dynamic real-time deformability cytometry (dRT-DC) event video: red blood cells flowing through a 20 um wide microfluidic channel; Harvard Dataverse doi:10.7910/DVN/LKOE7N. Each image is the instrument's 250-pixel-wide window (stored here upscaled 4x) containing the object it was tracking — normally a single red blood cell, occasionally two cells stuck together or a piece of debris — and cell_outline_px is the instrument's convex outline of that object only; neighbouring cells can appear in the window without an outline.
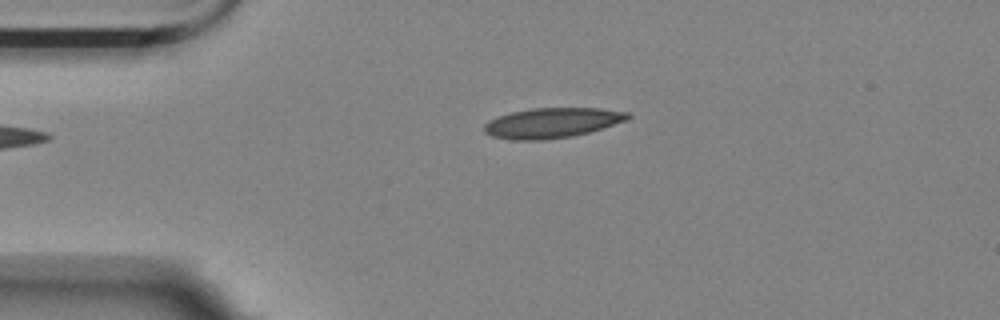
{"species": "Egyptian fruit bat (a non-hibernating species)", "species_latin": "Rousettus aegyptiacus", "temperature_condition": "room temperature", "stored_images_in_passage": 2, "camera_frame_rate_fps": 3000, "um_per_image_px": 0.085, "animal": {"sex": "female"}, "frame": {"image": 1, "passage_image": 2, "time_ms": 0.333, "image_size_px": [1000, 320], "cell_outline_px": [[632, 116], [628, 120], [588, 132], [572, 136], [540, 140], [512, 140], [492, 136], [484, 132], [484, 124], [500, 116], [512, 112], [532, 108], [600, 108], [628, 112]], "centroid_in_image_um": [46.95, 10.44], "position_along_channel_um": 38.1, "area_um2": 24.97}}